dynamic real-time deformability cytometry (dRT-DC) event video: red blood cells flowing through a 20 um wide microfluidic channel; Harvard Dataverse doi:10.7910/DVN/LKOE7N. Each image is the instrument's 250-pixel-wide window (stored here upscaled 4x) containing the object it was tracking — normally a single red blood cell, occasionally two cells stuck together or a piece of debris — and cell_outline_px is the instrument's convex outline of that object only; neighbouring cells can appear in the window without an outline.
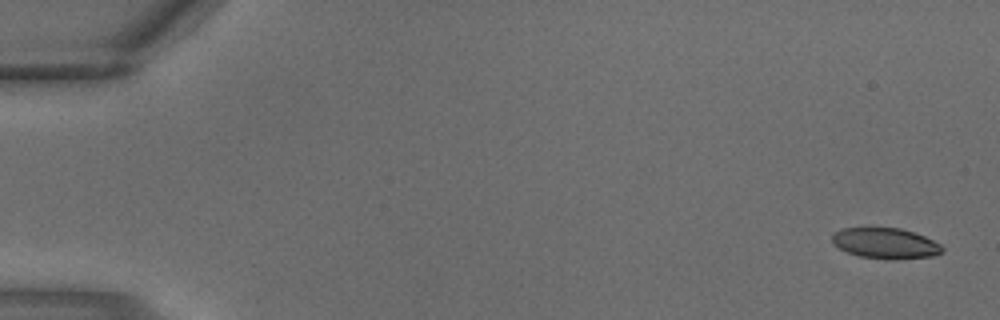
{"species": "common noctule bat (a hibernating species)", "species_latin": "Nyctalus noctula", "temperature_condition": "warm", "stored_images_in_passage": 3, "camera_frame_rate_fps": 3000, "um_per_image_px": 0.085, "animal": {"sex": "male", "body_mass_g": 18.8}, "frame": {"image": 1, "passage_image": 1, "time_ms": 0.0, "image_size_px": [1000, 320], "cell_outline_px": [[944, 252], [932, 256], [860, 256], [848, 252], [832, 244], [832, 236], [840, 228], [868, 224], [872, 224], [900, 228], [924, 236], [940, 244], [944, 248]], "centroid_in_image_um": [75.17, 20.55], "position_along_channel_um": 9.8, "area_um2": 19.48}}